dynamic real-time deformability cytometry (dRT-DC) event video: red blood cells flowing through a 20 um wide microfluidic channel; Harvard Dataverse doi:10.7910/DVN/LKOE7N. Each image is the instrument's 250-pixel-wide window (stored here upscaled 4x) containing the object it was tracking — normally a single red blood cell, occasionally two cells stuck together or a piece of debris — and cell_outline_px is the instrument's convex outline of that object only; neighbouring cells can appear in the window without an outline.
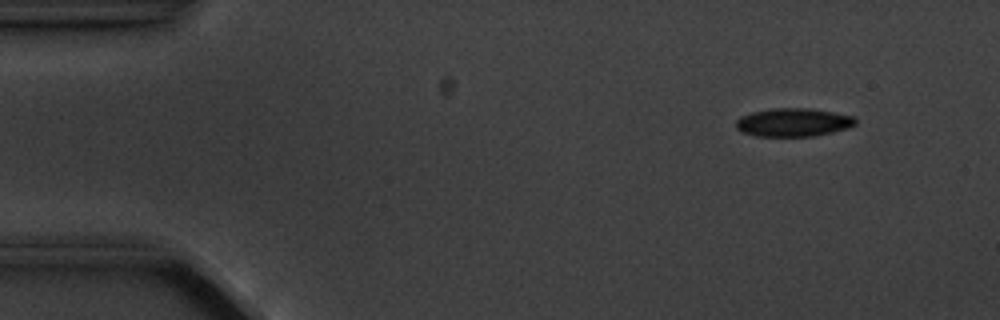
{"species": "common noctule bat (a hibernating species)", "species_latin": "Nyctalus noctula", "temperature_condition": "cold", "stored_images_in_passage": 5, "camera_frame_rate_fps": 3000, "um_per_image_px": 0.085, "animal": {"sex": "male", "body_mass_g": 20.1, "forearm_length_mm": 53.5}, "frame": {"image": 1, "passage_image": 2, "time_ms": 1.333, "image_size_px": [1000, 320], "cell_outline_px": [[856, 124], [848, 128], [816, 136], [756, 136], [740, 132], [736, 128], [736, 120], [740, 116], [752, 112], [772, 108], [808, 108], [856, 116]], "centroid_in_image_um": [67.42, 10.4], "position_along_channel_um": 17.6, "area_um2": 19.88}}